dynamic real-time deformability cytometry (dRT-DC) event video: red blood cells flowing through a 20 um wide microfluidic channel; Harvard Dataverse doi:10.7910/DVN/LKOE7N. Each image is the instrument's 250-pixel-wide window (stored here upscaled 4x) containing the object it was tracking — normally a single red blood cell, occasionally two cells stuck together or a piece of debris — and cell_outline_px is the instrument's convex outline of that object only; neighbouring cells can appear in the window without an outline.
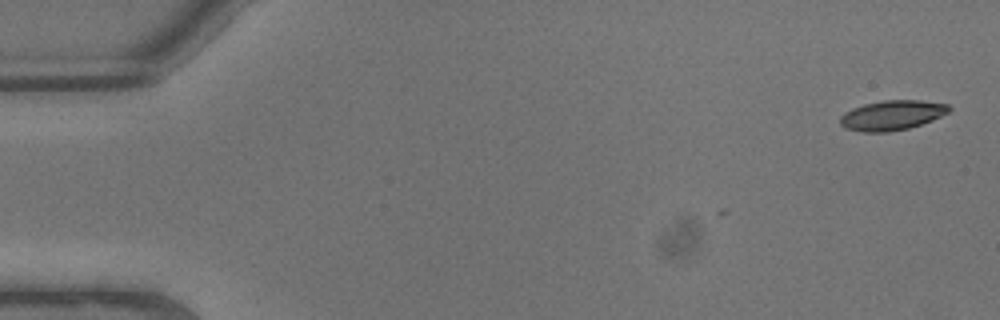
{"species": "common noctule bat (a hibernating species)", "species_latin": "Nyctalus noctula", "temperature_condition": "warm", "stored_images_in_passage": 2, "camera_frame_rate_fps": 3000, "um_per_image_px": 0.085, "animal": {"sex": "male", "body_mass_g": 13.3}, "frame": {"image": 1, "passage_image": 2, "time_ms": 0.333, "image_size_px": [1000, 320], "cell_outline_px": [[952, 108], [948, 112], [932, 120], [908, 128], [888, 132], [864, 132], [844, 128], [840, 124], [840, 116], [844, 112], [852, 108], [864, 104], [884, 100], [920, 100], [948, 104]], "centroid_in_image_um": [75.79, 9.79], "position_along_channel_um": 9.2, "area_um2": 18.9}}